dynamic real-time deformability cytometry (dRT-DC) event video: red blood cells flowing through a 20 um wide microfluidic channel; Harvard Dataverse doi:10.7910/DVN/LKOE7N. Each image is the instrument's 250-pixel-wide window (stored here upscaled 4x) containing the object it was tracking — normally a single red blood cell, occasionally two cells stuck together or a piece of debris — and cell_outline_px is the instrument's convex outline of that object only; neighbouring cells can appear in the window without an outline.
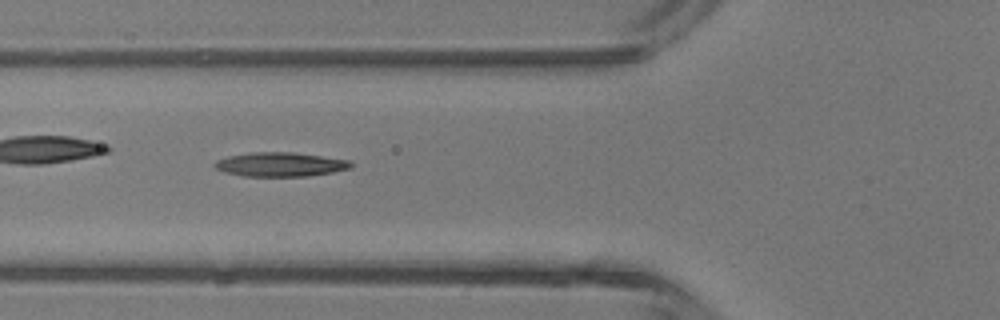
{"species": "common noctule bat (a hibernating species)", "species_latin": "Nyctalus noctula", "temperature_condition": "room temperature", "stored_images_in_passage": 6, "camera_frame_rate_fps": 3000, "um_per_image_px": 0.085, "animal": {"sex": "male", "body_mass_g": 13.3}, "frame": {"image": 1, "passage_image": 6, "time_ms": 1.667, "image_size_px": [1000, 320], "cell_outline_px": [[352, 168], [332, 172], [308, 176], [244, 176], [224, 172], [216, 168], [212, 164], [216, 160], [228, 156], [252, 152], [292, 152], [348, 160], [352, 164]], "centroid_in_image_um": [23.79, 13.98], "position_along_channel_um": 102.0, "area_um2": 19.07}}